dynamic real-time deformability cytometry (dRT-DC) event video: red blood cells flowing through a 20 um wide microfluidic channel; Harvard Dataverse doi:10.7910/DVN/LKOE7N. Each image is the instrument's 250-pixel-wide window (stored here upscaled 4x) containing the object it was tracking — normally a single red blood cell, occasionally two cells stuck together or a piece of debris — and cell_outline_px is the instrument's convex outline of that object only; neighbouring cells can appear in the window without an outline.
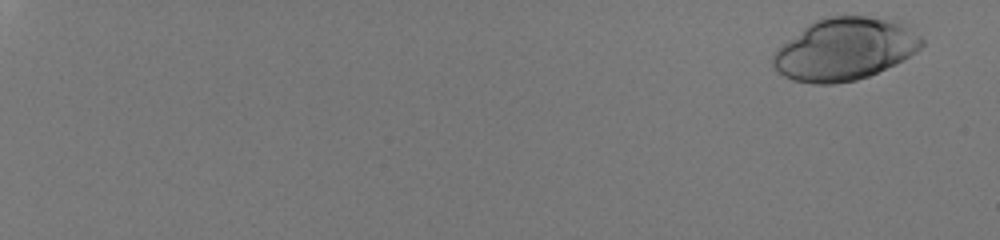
{"species": "human", "species_latin": "Homo sapiens", "temperature_condition": "room temperature", "stored_images_in_passage": 56, "camera_frame_rate_fps": 3000, "um_per_image_px": 0.085, "donor": {"sex": "male"}, "frame": {"image": 1, "passage_image": 3, "time_ms": 0.667, "image_size_px": [1000, 240], "cell_outline_px": [[924, 44], [916, 52], [904, 60], [896, 64], [868, 76], [856, 80], [832, 84], [812, 84], [792, 80], [784, 76], [772, 64], [772, 56], [776, 48], [808, 24], [816, 20], [828, 16], [864, 16], [904, 20], [924, 40]], "centroid_in_image_um": [71.85, 4.16], "position_along_channel_um": 13.2, "area_um2": 54.56}}
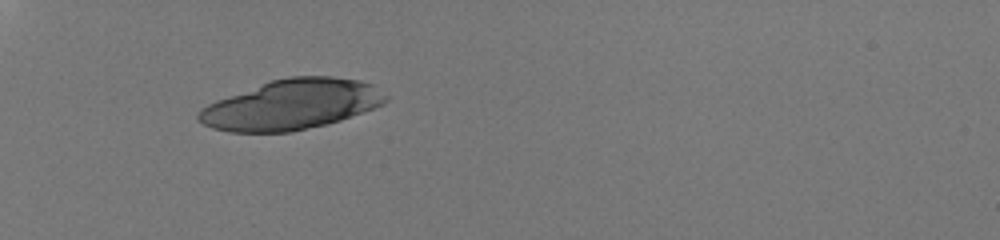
{"frame": {"image": 2, "passage_image": 23, "time_ms": 7.333, "image_size_px": [1000, 240], "cell_outline_px": [[388, 100], [384, 104], [340, 120], [292, 132], [228, 132], [212, 128], [196, 120], [196, 112], [200, 108], [216, 100], [272, 80], [288, 76], [332, 76], [360, 80], [372, 84], [388, 96]], "centroid_in_image_um": [24.76, 8.89], "position_along_channel_um": 60.2, "area_um2": 54.56}}